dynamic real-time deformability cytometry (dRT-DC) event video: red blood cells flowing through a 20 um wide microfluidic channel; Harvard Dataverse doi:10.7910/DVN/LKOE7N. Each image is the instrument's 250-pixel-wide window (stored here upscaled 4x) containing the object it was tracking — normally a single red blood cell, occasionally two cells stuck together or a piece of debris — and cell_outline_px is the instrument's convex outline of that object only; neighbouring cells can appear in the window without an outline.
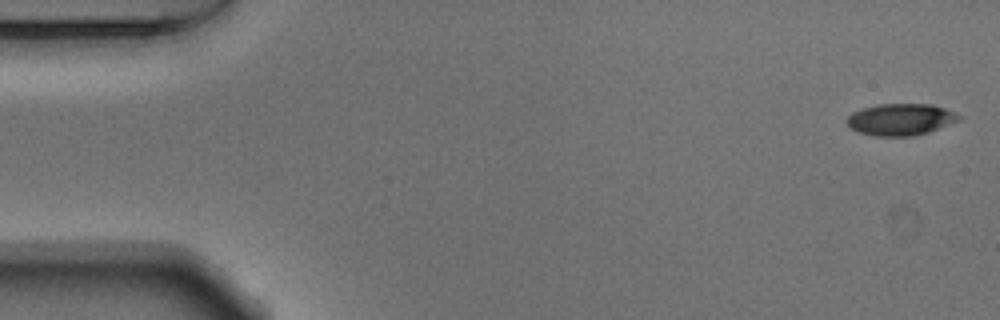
{"species": "Egyptian fruit bat (a non-hibernating species)", "species_latin": "Rousettus aegyptiacus", "temperature_condition": "warm", "stored_images_in_passage": 52, "camera_frame_rate_fps": 3000, "um_per_image_px": 0.085, "animal": {"sex": "male"}, "frame": {"image": 1, "passage_image": 1, "time_ms": 0.0, "image_size_px": [1000, 320], "cell_outline_px": [[960, 120], [928, 132], [912, 136], [876, 136], [860, 132], [852, 128], [844, 120], [852, 112], [876, 104], [932, 104], [956, 112], [960, 116]], "centroid_in_image_um": [76.55, 10.14], "position_along_channel_um": 8.4, "area_um2": 20.63}}
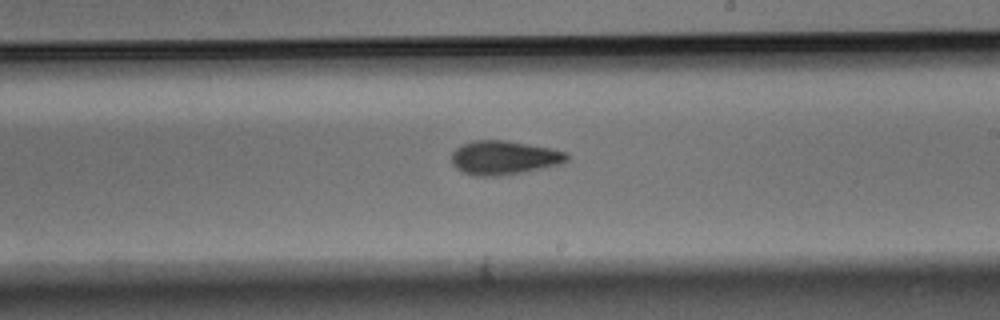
{"frame": {"image": 2, "passage_image": 30, "time_ms": 9.667, "image_size_px": [1000, 320], "cell_outline_px": [[568, 160], [564, 164], [500, 176], [476, 176], [464, 172], [456, 168], [452, 164], [452, 152], [460, 144], [472, 140], [504, 140], [552, 148], [568, 152]], "centroid_in_image_um": [42.86, 13.39], "position_along_channel_um": 246.1, "area_um2": 23.0}}
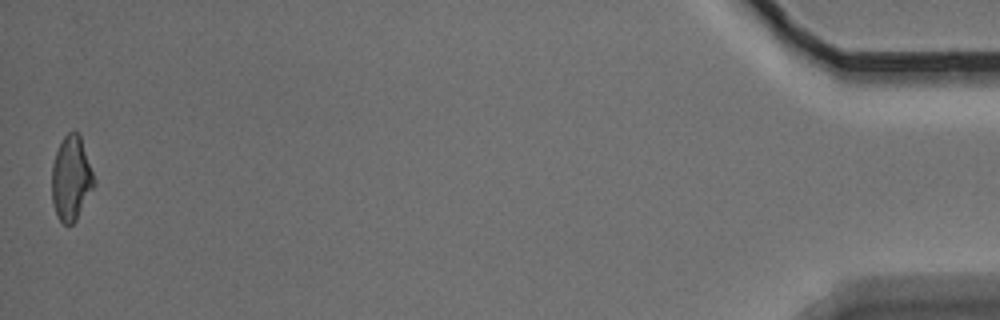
{"frame": {"image": 3, "passage_image": 52, "time_ms": 17.0, "image_size_px": [1000, 320], "cell_outline_px": [[96, 184], [76, 220], [72, 224], [64, 224], [56, 216], [52, 200], [52, 164], [56, 152], [64, 136], [68, 132], [80, 132], [96, 180]], "centroid_in_image_um": [6.07, 15.15], "position_along_channel_um": 429.1, "area_um2": 21.04}, "authors_computed_cell_mechanics": {"area_um2": 21.675, "velocity_mm_per_s": 3.802, "shape_relaxation_time_tau1_ms": 5.7558, "shape_relaxation_time_tau2_ms": 4.5456, "deformation_change_tau1": 0.1627, "deformation_change_tau2": 0.1196}}